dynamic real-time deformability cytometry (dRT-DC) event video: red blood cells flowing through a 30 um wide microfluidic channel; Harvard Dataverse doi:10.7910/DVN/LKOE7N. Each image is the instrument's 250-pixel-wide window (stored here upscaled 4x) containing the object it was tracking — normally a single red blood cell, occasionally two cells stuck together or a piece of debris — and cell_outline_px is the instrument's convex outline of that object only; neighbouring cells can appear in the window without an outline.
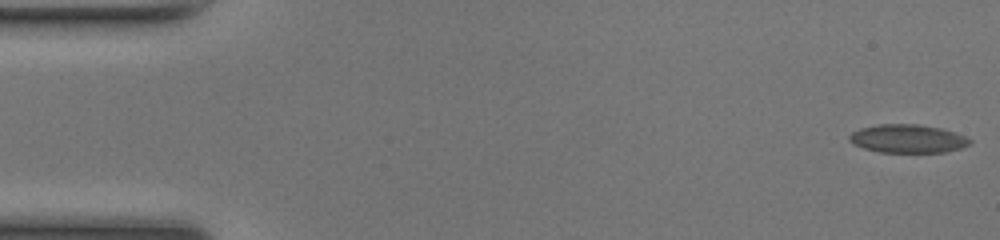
{"species": "common noctule bat (a hibernating species)", "species_latin": "Nyctalus noctula", "temperature_condition": "room temperature", "stored_images_in_passage": 50, "camera_frame_rate_fps": 3000, "um_per_image_px": 0.085, "animal": {"sex": "female", "body_mass_g": 17.0, "forearm_length_mm": 48.0}, "frame": {"image": 1, "passage_image": 1, "time_ms": 0.0, "image_size_px": [1000, 240], "cell_outline_px": [[972, 144], [960, 148], [944, 152], [880, 152], [864, 148], [852, 144], [848, 140], [848, 136], [852, 132], [860, 128], [880, 124], [916, 124], [940, 128], [964, 136], [972, 140]], "centroid_in_image_um": [77.12, 11.79], "position_along_channel_um": 7.9, "area_um2": 19.83}}
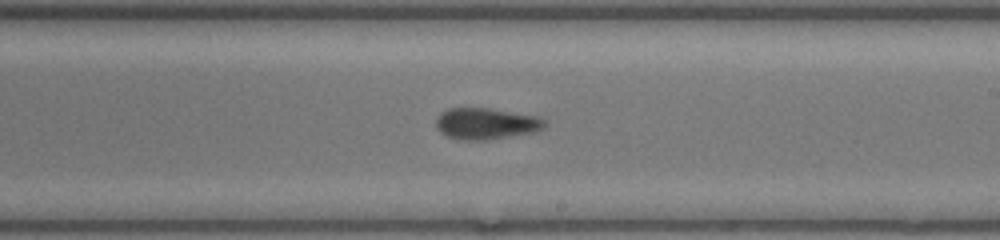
{"frame": {"image": 2, "passage_image": 29, "time_ms": 9.333, "image_size_px": [1000, 240], "cell_outline_px": [[548, 124], [544, 128], [536, 132], [488, 140], [460, 140], [444, 136], [436, 128], [436, 116], [440, 112], [448, 108], [488, 108], [540, 116], [548, 120]], "centroid_in_image_um": [41.34, 10.51], "position_along_channel_um": 247.7, "area_um2": 20.46}}
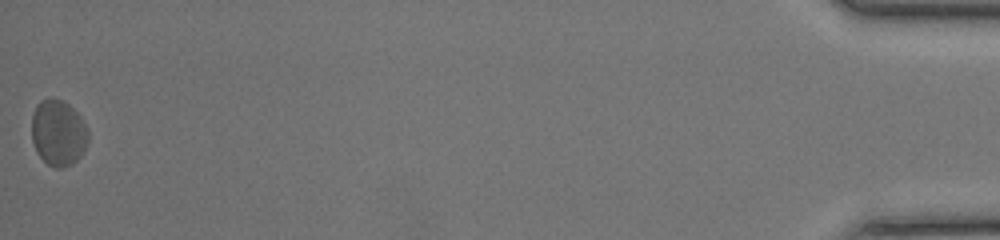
{"frame": {"image": 3, "passage_image": 50, "time_ms": 16.333, "image_size_px": [1000, 240], "cell_outline_px": [[88, 140], [80, 156], [72, 164], [60, 168], [56, 168], [48, 164], [36, 152], [32, 140], [32, 116], [36, 104], [40, 100], [60, 100], [68, 104], [80, 116], [88, 132]], "centroid_in_image_um": [4.93, 11.31], "position_along_channel_um": 430.3, "area_um2": 21.39}, "authors_computed_cell_mechanics": {"area_um2": 20.0566, "velocity_mm_per_s": 4.1328, "shape_relaxation_time_tau1_ms": 6.7096, "shape_relaxation_time_tau2_ms": 1.7964, "deformation_change_tau1": 0.1296, "deformation_change_tau2": 0.07}}